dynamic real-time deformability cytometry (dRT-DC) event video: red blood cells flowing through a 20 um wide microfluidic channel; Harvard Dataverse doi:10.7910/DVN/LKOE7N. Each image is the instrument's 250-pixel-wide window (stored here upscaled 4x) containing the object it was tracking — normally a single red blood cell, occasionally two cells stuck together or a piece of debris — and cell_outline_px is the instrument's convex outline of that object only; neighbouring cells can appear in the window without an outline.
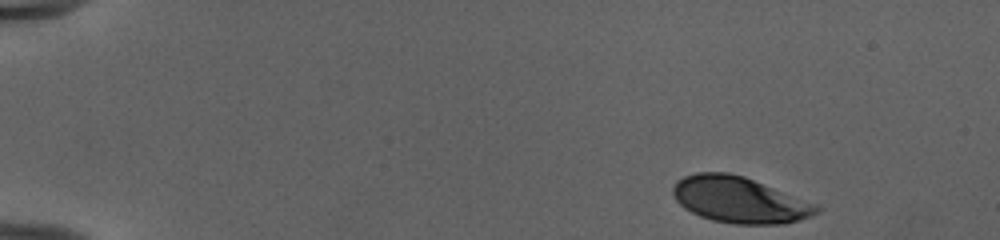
{"species": "human", "species_latin": "Homo sapiens", "temperature_condition": "cold", "stored_images_in_passage": 47, "camera_frame_rate_fps": 3000, "um_per_image_px": 0.085, "donor": {"sex": "female"}, "frame": {"image": 1, "passage_image": 1, "time_ms": 0.0, "image_size_px": [1000, 240], "cell_outline_px": [[820, 212], [812, 216], [800, 220], [784, 224], [736, 224], [712, 220], [700, 216], [684, 208], [676, 200], [672, 192], [672, 188], [676, 180], [684, 176], [696, 172], [728, 172], [744, 176], [816, 204], [820, 208]], "centroid_in_image_um": [62.84, 16.98], "position_along_channel_um": 22.2, "area_um2": 38.61}}
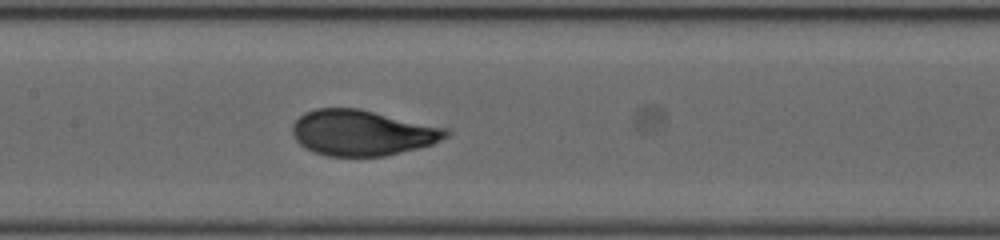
{"frame": {"image": 2, "passage_image": 22, "time_ms": 7.0, "image_size_px": [1000, 240], "cell_outline_px": [[452, 132], [448, 136], [432, 144], [384, 156], [328, 156], [312, 152], [304, 148], [296, 140], [292, 132], [292, 124], [304, 112], [316, 108], [356, 108], [448, 128]], "centroid_in_image_um": [30.76, 11.29], "position_along_channel_um": 176.6, "area_um2": 40.75}}
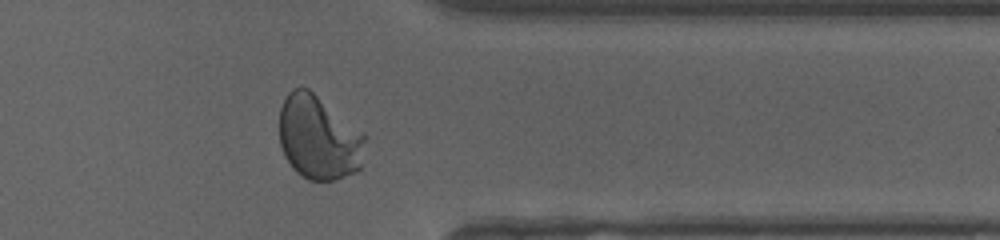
{"frame": {"image": 3, "passage_image": 38, "time_ms": 12.333, "image_size_px": [1000, 240], "cell_outline_px": [[368, 136], [360, 168], [356, 172], [332, 180], [308, 180], [300, 176], [292, 168], [284, 156], [280, 144], [280, 108], [288, 92], [292, 88], [308, 88], [364, 132]], "centroid_in_image_um": [27.1, 11.71], "position_along_channel_um": 384.3, "area_um2": 42.43}, "authors_computed_cell_mechanics": {"area_um2": 40.4022, "velocity_mm_per_s": 3.9781, "shape_relaxation_time_tau1_ms": 3.5226, "shape_relaxation_time_tau2_ms": null, "deformation_change_tau1": 0.1938, "deformation_change_tau2": null}}